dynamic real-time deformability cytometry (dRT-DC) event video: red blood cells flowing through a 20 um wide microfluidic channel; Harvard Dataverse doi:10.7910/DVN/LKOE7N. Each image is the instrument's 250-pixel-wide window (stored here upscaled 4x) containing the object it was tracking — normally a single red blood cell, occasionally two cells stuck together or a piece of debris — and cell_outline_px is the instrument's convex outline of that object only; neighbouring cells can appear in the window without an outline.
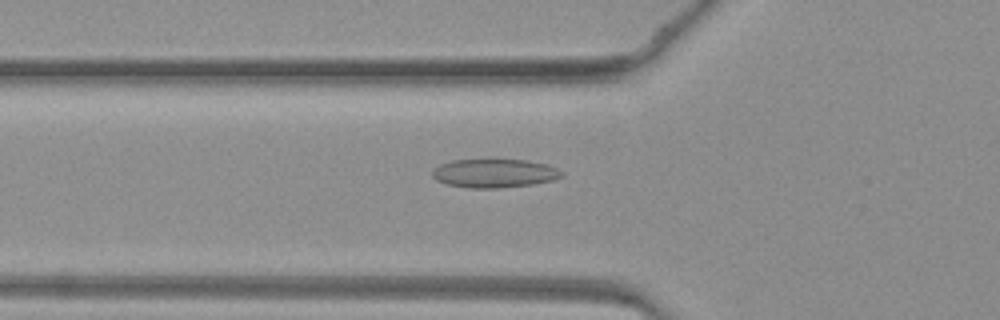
{"species": "common noctule bat (a hibernating species)", "species_latin": "Nyctalus noctula", "temperature_condition": "warm", "stored_images_in_passage": 47, "camera_frame_rate_fps": 3000, "um_per_image_px": 0.085, "animal": {"sex": "female", "body_mass_g": 19.3, "forearm_length_mm": 54.1}, "frame": {"image": 1, "passage_image": 17, "time_ms": 5.333, "image_size_px": [1000, 320], "cell_outline_px": [[564, 176], [552, 180], [532, 184], [500, 188], [468, 188], [448, 184], [436, 180], [432, 176], [432, 172], [440, 164], [452, 160], [492, 156], [496, 156], [528, 160], [544, 164], [556, 168], [564, 172]], "centroid_in_image_um": [42.01, 14.67], "position_along_channel_um": 83.8, "area_um2": 22.6}}
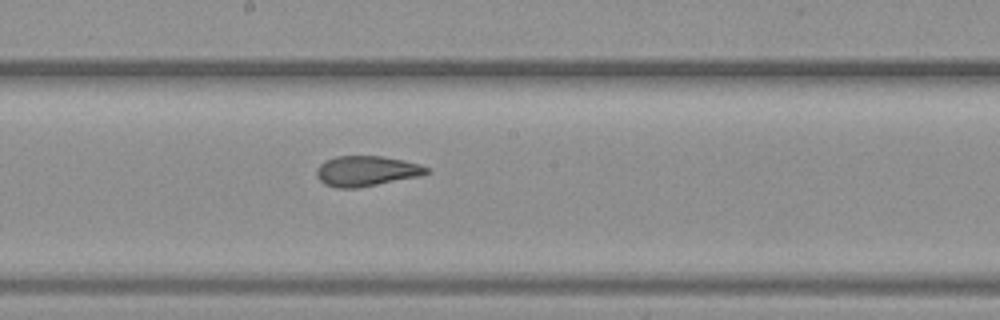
{"frame": {"image": 2, "passage_image": 26, "time_ms": 8.333, "image_size_px": [1000, 320], "cell_outline_px": [[432, 172], [420, 176], [360, 188], [336, 188], [324, 184], [316, 176], [316, 168], [324, 160], [336, 156], [380, 156], [404, 160], [420, 164], [428, 168]], "centroid_in_image_um": [31.14, 14.54], "position_along_channel_um": 217.1, "area_um2": 19.71}}
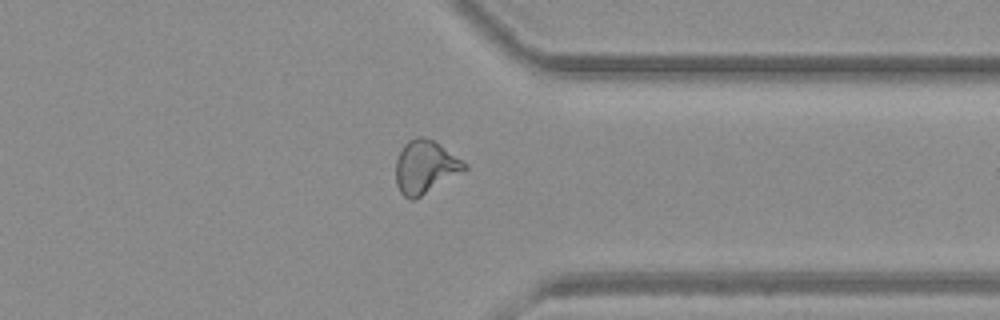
{"frame": {"image": 3, "passage_image": 37, "time_ms": 12.0, "image_size_px": [1000, 320], "cell_outline_px": [[468, 168], [464, 172], [420, 196], [412, 200], [408, 200], [400, 192], [396, 184], [396, 160], [404, 144], [408, 140], [416, 136], [424, 136], [432, 140], [468, 164]], "centroid_in_image_um": [36.14, 14.2], "position_along_channel_um": 375.3, "area_um2": 21.15}}